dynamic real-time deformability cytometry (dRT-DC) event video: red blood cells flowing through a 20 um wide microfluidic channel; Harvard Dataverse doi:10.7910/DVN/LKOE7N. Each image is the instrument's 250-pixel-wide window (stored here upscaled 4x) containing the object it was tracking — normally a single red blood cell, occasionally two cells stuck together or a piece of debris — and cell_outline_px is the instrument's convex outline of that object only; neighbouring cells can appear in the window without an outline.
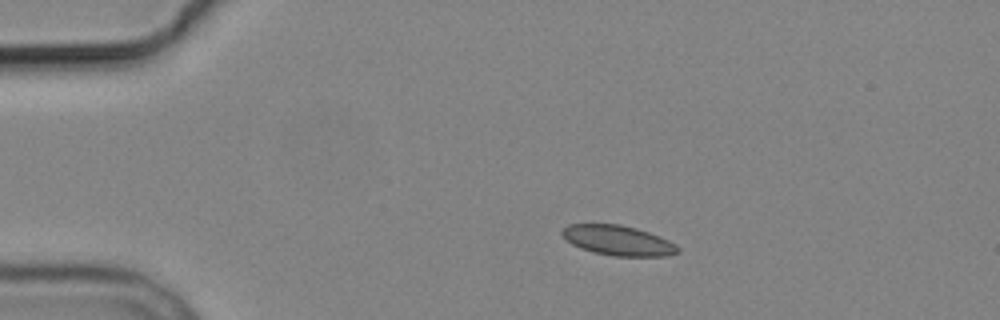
{"species": "common noctule bat (a hibernating species)", "species_latin": "Nyctalus noctula", "temperature_condition": "cold", "stored_images_in_passage": 6, "camera_frame_rate_fps": 3000, "um_per_image_px": 0.085, "animal": {"sex": "male", "body_mass_g": 19.2, "forearm_length_mm": 51.8}, "frame": {"image": 1, "passage_image": 1, "time_ms": 0.0, "image_size_px": [1000, 320], "cell_outline_px": [[680, 252], [668, 256], [612, 256], [592, 252], [580, 248], [572, 244], [560, 232], [568, 224], [620, 224], [636, 228], [660, 236], [676, 244], [680, 248]], "centroid_in_image_um": [52.56, 20.44], "position_along_channel_um": 32.4, "area_um2": 20.29}}
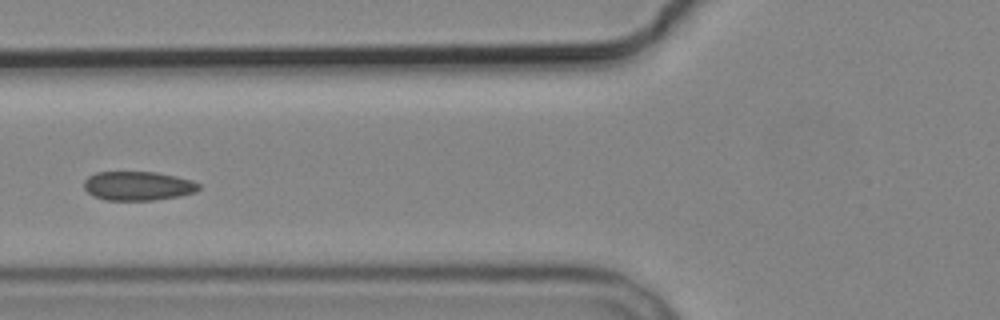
{"frame": {"image": 2, "passage_image": 4, "time_ms": 3.667, "image_size_px": [1000, 320], "cell_outline_px": [[200, 188], [196, 192], [180, 196], [156, 200], [104, 200], [92, 196], [84, 188], [84, 180], [88, 176], [96, 172], [156, 172], [176, 176], [192, 180], [200, 184]], "centroid_in_image_um": [11.73, 15.8], "position_along_channel_um": 114.1, "area_um2": 19.65}}
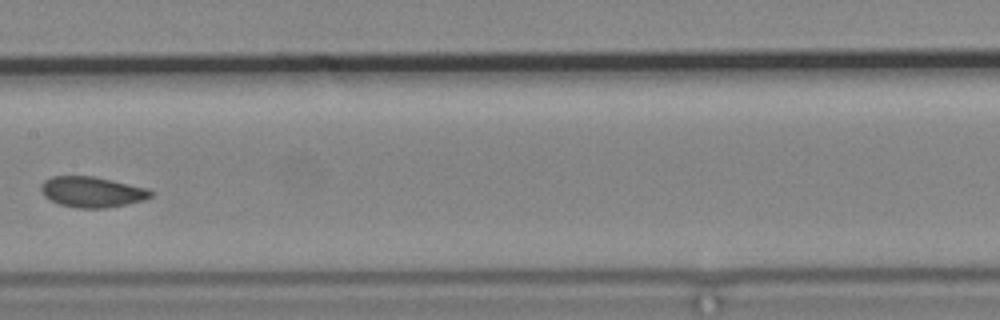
{"frame": {"image": 3, "passage_image": 6, "time_ms": 6.0, "image_size_px": [1000, 320], "cell_outline_px": [[152, 196], [144, 200], [104, 208], [76, 208], [60, 204], [44, 196], [40, 188], [40, 184], [44, 180], [52, 176], [92, 176], [112, 180], [148, 188], [152, 192]], "centroid_in_image_um": [7.8, 16.3], "position_along_channel_um": 199.6, "area_um2": 19.48}}